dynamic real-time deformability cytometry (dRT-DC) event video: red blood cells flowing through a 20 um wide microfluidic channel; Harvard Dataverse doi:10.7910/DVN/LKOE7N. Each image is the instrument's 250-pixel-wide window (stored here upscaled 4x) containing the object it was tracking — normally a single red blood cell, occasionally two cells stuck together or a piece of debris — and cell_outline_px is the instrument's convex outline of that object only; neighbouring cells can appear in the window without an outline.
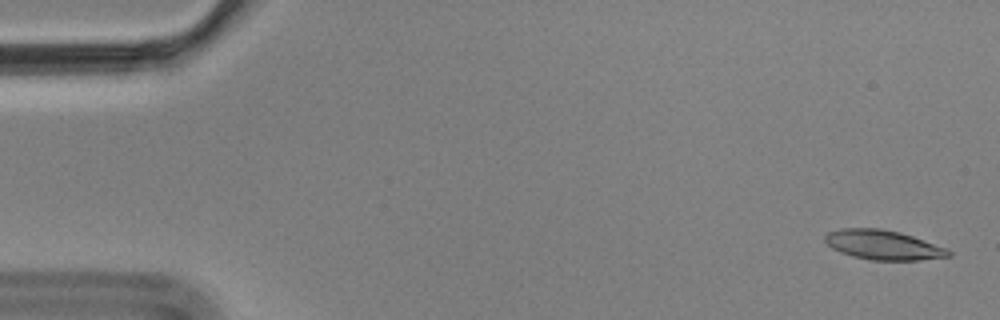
{"species": "Egyptian fruit bat (a non-hibernating species)", "species_latin": "Rousettus aegyptiacus", "temperature_condition": "cold", "stored_images_in_passage": 6, "camera_frame_rate_fps": 3000, "um_per_image_px": 0.085, "animal": {"sex": "male"}, "frame": {"image": 1, "passage_image": 1, "time_ms": 0.0, "image_size_px": [1000, 320], "cell_outline_px": [[952, 256], [920, 260], [872, 260], [852, 256], [840, 252], [832, 248], [824, 240], [824, 236], [828, 232], [840, 228], [880, 228], [900, 232], [948, 248], [952, 252]], "centroid_in_image_um": [75.08, 20.81], "position_along_channel_um": 9.9, "area_um2": 21.39}}
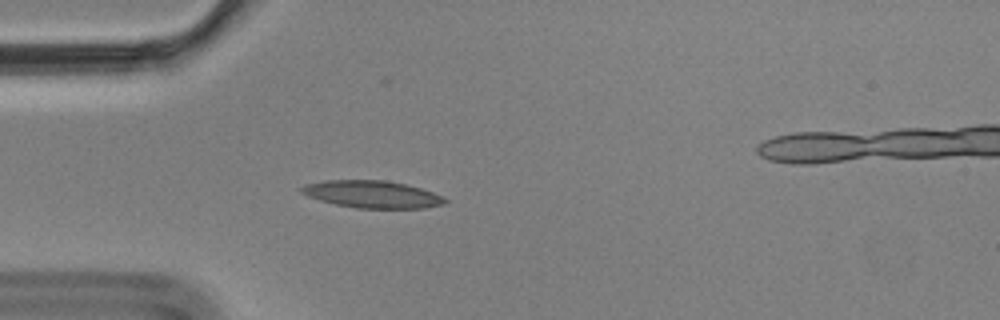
{"frame": {"image": 2, "passage_image": 5, "time_ms": 1.333, "image_size_px": [1000, 320], "cell_outline_px": [[448, 200], [444, 204], [424, 208], [356, 208], [336, 204], [320, 200], [308, 196], [300, 192], [300, 188], [304, 184], [324, 180], [384, 180], [404, 184], [420, 188], [444, 196]], "centroid_in_image_um": [31.63, 16.51], "position_along_channel_um": 53.4, "area_um2": 22.77}}